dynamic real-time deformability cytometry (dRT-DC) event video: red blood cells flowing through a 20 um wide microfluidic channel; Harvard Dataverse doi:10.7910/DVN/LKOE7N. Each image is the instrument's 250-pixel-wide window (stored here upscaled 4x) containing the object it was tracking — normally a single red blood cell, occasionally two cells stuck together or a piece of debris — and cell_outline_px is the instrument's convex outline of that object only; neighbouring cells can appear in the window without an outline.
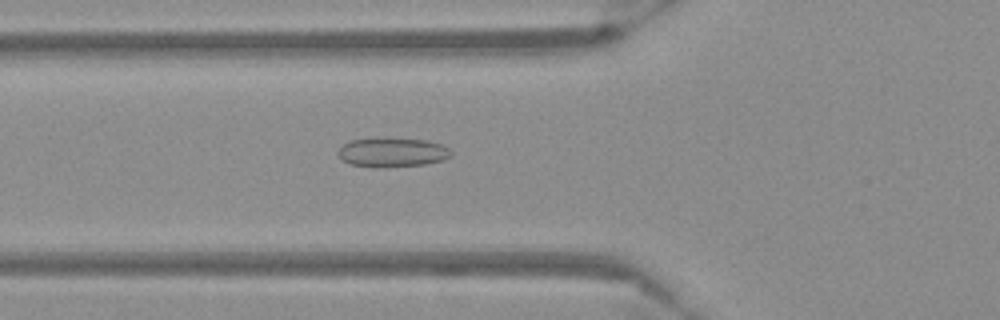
{"species": "Egyptian fruit bat (a non-hibernating species)", "species_latin": "Rousettus aegyptiacus", "temperature_condition": "warm", "stored_images_in_passage": 51, "camera_frame_rate_fps": 3000, "um_per_image_px": 0.085, "frame": {"image": 1, "passage_image": 17, "time_ms": 5.333, "image_size_px": [1000, 320], "cell_outline_px": [[452, 156], [444, 160], [424, 164], [380, 168], [372, 168], [352, 164], [344, 160], [336, 152], [344, 144], [352, 140], [380, 136], [388, 136], [428, 140], [440, 144], [448, 148], [452, 152]], "centroid_in_image_um": [33.36, 12.92], "position_along_channel_um": 92.4, "area_um2": 19.88}}
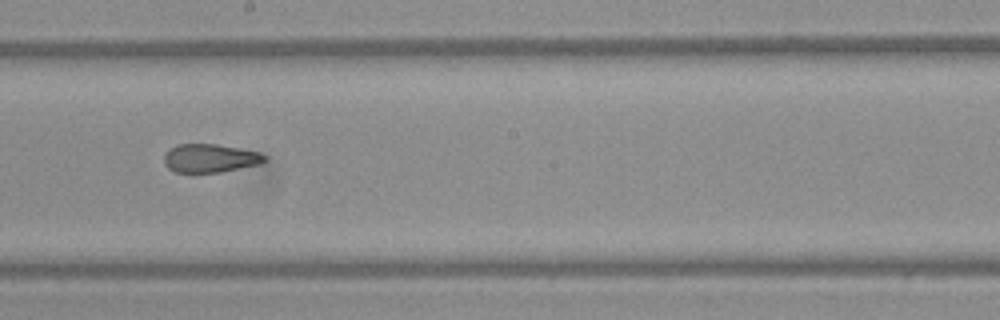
{"frame": {"image": 2, "passage_image": 28, "time_ms": 9.0, "image_size_px": [1000, 320], "cell_outline_px": [[268, 160], [260, 164], [220, 172], [176, 172], [168, 168], [164, 164], [164, 156], [176, 144], [216, 144], [260, 152], [268, 156]], "centroid_in_image_um": [17.9, 13.45], "position_along_channel_um": 230.3, "area_um2": 16.65}}
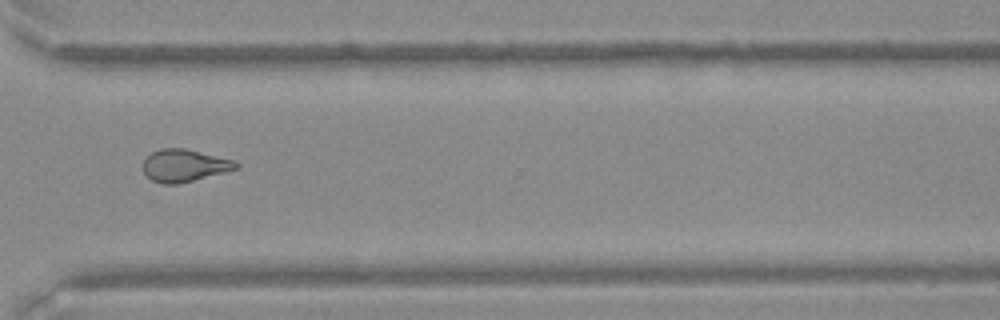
{"frame": {"image": 3, "passage_image": 38, "time_ms": 12.333, "image_size_px": [1000, 320], "cell_outline_px": [[240, 164], [236, 168], [224, 172], [176, 184], [164, 184], [152, 180], [144, 172], [144, 160], [152, 152], [160, 148], [184, 148], [232, 160]], "centroid_in_image_um": [15.63, 14.06], "position_along_channel_um": 355.0, "area_um2": 17.05}}